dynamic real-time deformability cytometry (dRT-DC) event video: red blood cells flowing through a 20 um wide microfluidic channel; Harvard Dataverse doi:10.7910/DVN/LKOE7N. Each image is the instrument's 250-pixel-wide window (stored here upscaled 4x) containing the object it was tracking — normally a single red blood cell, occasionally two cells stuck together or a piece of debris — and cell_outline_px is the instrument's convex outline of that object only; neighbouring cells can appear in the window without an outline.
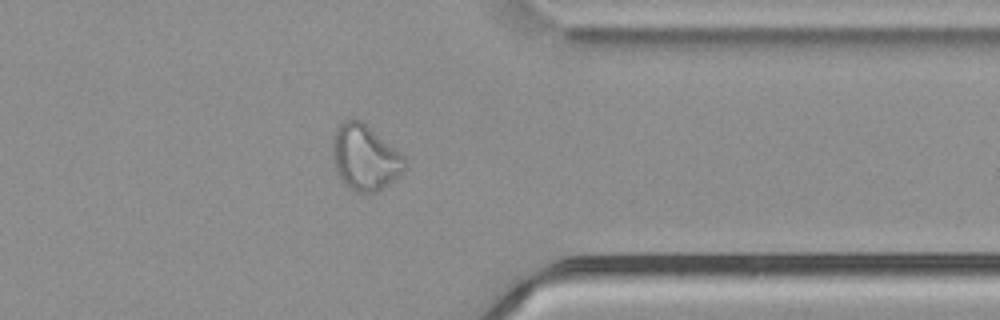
{"species": "common noctule bat (a hibernating species)", "species_latin": "Nyctalus noctula", "temperature_condition": "cold", "stored_images_in_passage": 41, "camera_frame_rate_fps": 3000, "um_per_image_px": 0.085, "animal": {"sex": "male", "body_mass_g": 21.5, "forearm_length_mm": 52.0}, "frame": {"image": 1, "passage_image": 30, "time_ms": 9.667, "image_size_px": [1000, 320], "cell_outline_px": [[404, 168], [388, 184], [376, 192], [356, 192], [348, 188], [340, 180], [336, 172], [332, 160], [332, 136], [336, 128], [344, 120], [352, 116], [360, 120], [404, 156]], "centroid_in_image_um": [30.93, 13.37], "position_along_channel_um": 380.5, "area_um2": 27.4}, "authors_computed_cell_mechanics": {"area_um2": 27.455, "velocity_mm_per_s": 3.7882, "shape_relaxation_time_tau1_ms": null, "shape_relaxation_time_tau2_ms": 2.35, "deformation_change_tau1": null, "deformation_change_tau2": 0.0973}}